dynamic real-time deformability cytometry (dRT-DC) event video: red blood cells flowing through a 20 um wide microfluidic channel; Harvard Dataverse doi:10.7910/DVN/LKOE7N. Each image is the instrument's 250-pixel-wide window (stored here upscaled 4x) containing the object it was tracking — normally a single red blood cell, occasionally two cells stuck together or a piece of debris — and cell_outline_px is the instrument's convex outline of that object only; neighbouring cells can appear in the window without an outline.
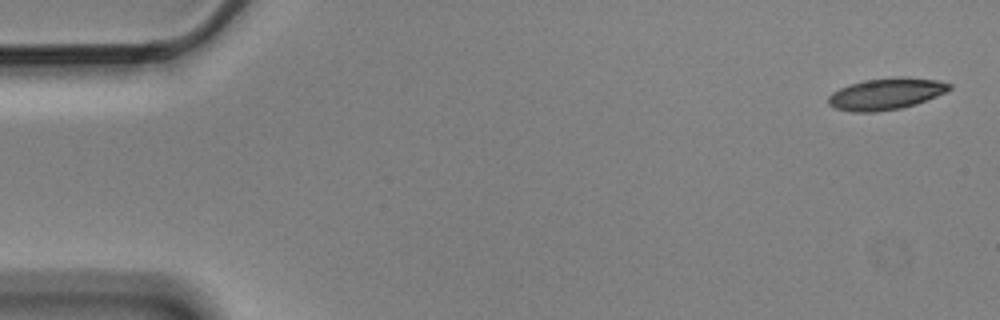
{"species": "Egyptian fruit bat (a non-hibernating species)", "species_latin": "Rousettus aegyptiacus", "temperature_condition": "cold", "stored_images_in_passage": 5, "camera_frame_rate_fps": 3000, "um_per_image_px": 0.085, "animal": {"sex": "male"}, "frame": {"image": 1, "passage_image": 1, "time_ms": 0.0, "image_size_px": [1000, 320], "cell_outline_px": [[952, 88], [936, 96], [916, 104], [900, 108], [880, 112], [852, 112], [832, 108], [828, 104], [828, 96], [832, 92], [840, 88], [864, 80], [900, 76], [908, 76], [936, 80], [952, 84]], "centroid_in_image_um": [75.29, 7.98], "position_along_channel_um": 9.7, "area_um2": 22.43}}
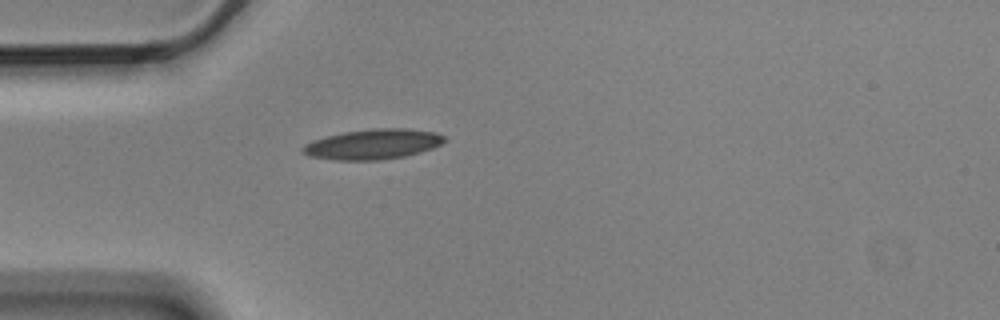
{"frame": {"image": 2, "passage_image": 5, "time_ms": 1.333, "image_size_px": [1000, 320], "cell_outline_px": [[448, 140], [432, 148], [420, 152], [404, 156], [380, 160], [336, 160], [308, 156], [300, 152], [300, 148], [304, 144], [312, 140], [344, 132], [372, 128], [408, 128], [436, 132], [448, 136]], "centroid_in_image_um": [31.71, 12.25], "position_along_channel_um": 53.3, "area_um2": 25.2}}